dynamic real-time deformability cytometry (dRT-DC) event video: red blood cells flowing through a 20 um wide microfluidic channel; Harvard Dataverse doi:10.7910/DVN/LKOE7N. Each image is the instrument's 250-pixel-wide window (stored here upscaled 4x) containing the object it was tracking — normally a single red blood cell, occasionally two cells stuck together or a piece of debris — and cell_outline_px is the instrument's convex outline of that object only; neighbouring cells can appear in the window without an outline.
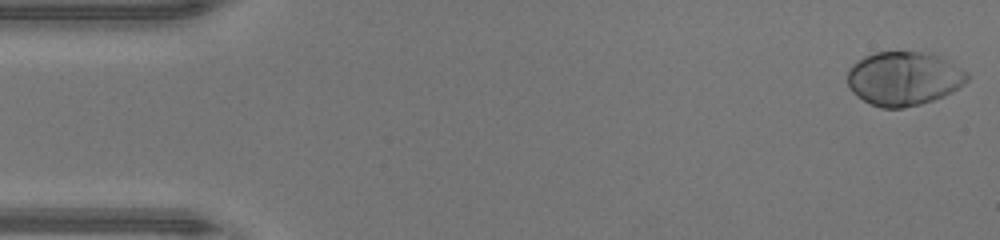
{"species": "human", "species_latin": "Homo sapiens", "temperature_condition": "warm", "stored_images_in_passage": 46, "camera_frame_rate_fps": 3000, "um_per_image_px": 0.085, "donor": {"sex": "male"}, "frame": {"image": 1, "passage_image": 1, "time_ms": 0.0, "image_size_px": [1000, 240], "cell_outline_px": [[972, 76], [964, 84], [952, 92], [944, 96], [920, 104], [904, 108], [880, 108], [856, 96], [852, 92], [848, 84], [848, 68], [852, 64], [864, 56], [876, 52], [932, 52], [940, 56], [968, 72]], "centroid_in_image_um": [76.84, 6.67], "position_along_channel_um": 8.2, "area_um2": 37.92}}
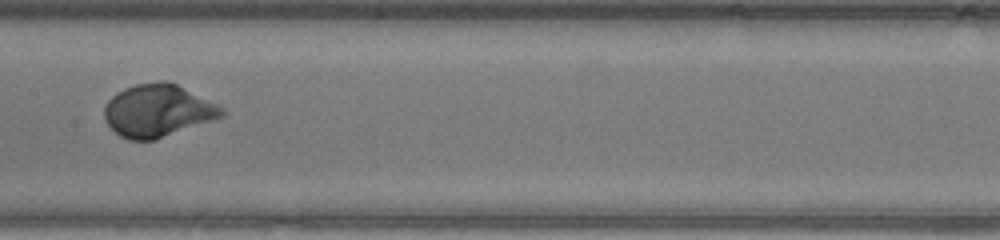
{"frame": {"image": 2, "passage_image": 23, "time_ms": 7.333, "image_size_px": [1000, 240], "cell_outline_px": [[224, 116], [152, 140], [128, 140], [120, 136], [104, 120], [104, 108], [108, 100], [116, 92], [124, 88], [136, 84], [164, 80], [176, 84], [224, 108]], "centroid_in_image_um": [13.36, 9.39], "position_along_channel_um": 194.0, "area_um2": 35.43}}
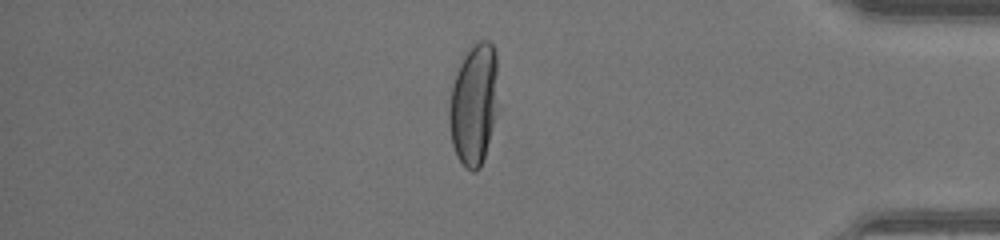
{"frame": {"image": 3, "passage_image": 39, "time_ms": 12.667, "image_size_px": [1000, 240], "cell_outline_px": [[496, 72], [492, 124], [484, 156], [480, 168], [476, 172], [472, 172], [464, 168], [456, 156], [452, 144], [448, 120], [448, 108], [452, 84], [456, 72], [464, 56], [472, 44], [480, 40], [488, 40], [492, 44], [496, 52]], "centroid_in_image_um": [40.2, 8.88], "position_along_channel_um": 395.0, "area_um2": 33.87}, "authors_computed_cell_mechanics": {"area_um2": 35.8938, "velocity_mm_per_s": 4.4189, "shape_relaxation_time_tau1_ms": 2.1227, "shape_relaxation_time_tau2_ms": null, "deformation_change_tau1": 0.1897, "deformation_change_tau2": null}}